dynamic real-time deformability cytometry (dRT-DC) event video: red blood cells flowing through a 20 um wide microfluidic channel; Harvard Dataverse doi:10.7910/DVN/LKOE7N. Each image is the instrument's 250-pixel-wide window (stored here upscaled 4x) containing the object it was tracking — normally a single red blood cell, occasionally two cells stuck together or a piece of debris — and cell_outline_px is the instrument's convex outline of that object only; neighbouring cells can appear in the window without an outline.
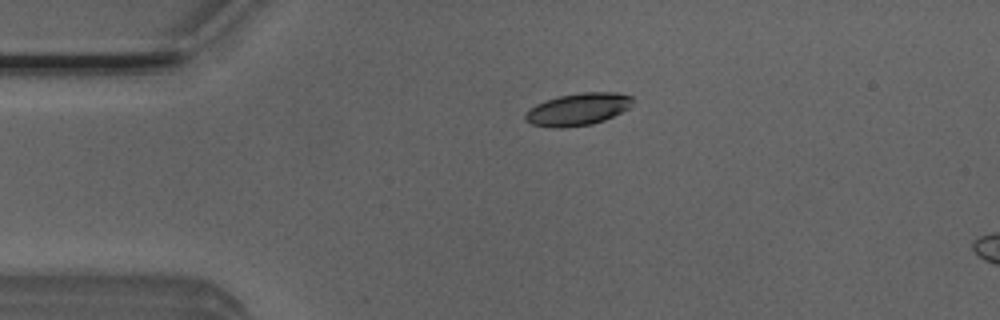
{"species": "Egyptian fruit bat (a non-hibernating species)", "species_latin": "Rousettus aegyptiacus", "temperature_condition": "room temperature", "stored_images_in_passage": 6, "camera_frame_rate_fps": 3000, "um_per_image_px": 0.085, "animal": {"sex": "male"}, "frame": {"image": 1, "passage_image": 2, "time_ms": 0.333, "image_size_px": [1000, 320], "cell_outline_px": [[632, 104], [628, 108], [604, 120], [592, 124], [564, 128], [552, 128], [532, 124], [524, 120], [524, 116], [528, 108], [544, 100], [560, 96], [580, 92], [616, 92], [632, 96]], "centroid_in_image_um": [49.08, 9.29], "position_along_channel_um": 35.9, "area_um2": 20.29}}